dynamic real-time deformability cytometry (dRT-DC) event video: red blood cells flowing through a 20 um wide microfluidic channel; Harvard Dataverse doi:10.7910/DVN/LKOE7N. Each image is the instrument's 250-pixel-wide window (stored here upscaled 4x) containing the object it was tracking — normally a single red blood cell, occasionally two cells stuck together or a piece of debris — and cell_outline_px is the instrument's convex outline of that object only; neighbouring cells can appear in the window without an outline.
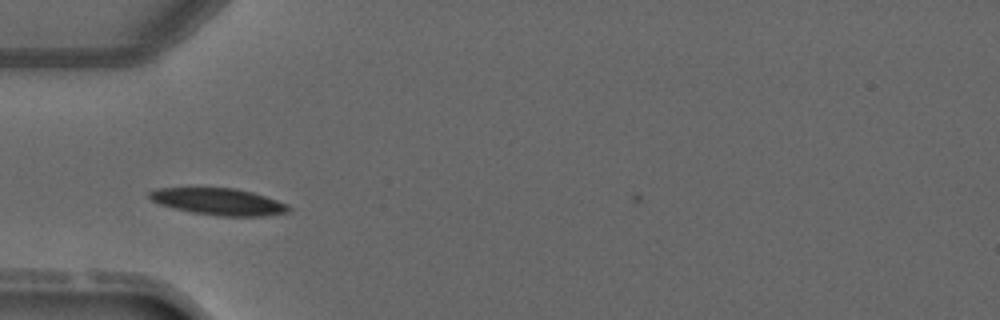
{"species": "common noctule bat (a hibernating species)", "species_latin": "Nyctalus noctula", "temperature_condition": "warm", "stored_images_in_passage": 3, "camera_frame_rate_fps": 3000, "um_per_image_px": 0.085, "animal": {"sex": "male", "forearm_length_mm": 52.5}, "frame": {"image": 1, "passage_image": 3, "time_ms": 2.667, "image_size_px": [1000, 320], "cell_outline_px": [[292, 208], [288, 212], [264, 216], [216, 216], [192, 212], [160, 204], [152, 200], [148, 196], [148, 192], [156, 188], [236, 188], [252, 192], [288, 204]], "centroid_in_image_um": [18.6, 17.14], "position_along_channel_um": 66.4, "area_um2": 21.62}}